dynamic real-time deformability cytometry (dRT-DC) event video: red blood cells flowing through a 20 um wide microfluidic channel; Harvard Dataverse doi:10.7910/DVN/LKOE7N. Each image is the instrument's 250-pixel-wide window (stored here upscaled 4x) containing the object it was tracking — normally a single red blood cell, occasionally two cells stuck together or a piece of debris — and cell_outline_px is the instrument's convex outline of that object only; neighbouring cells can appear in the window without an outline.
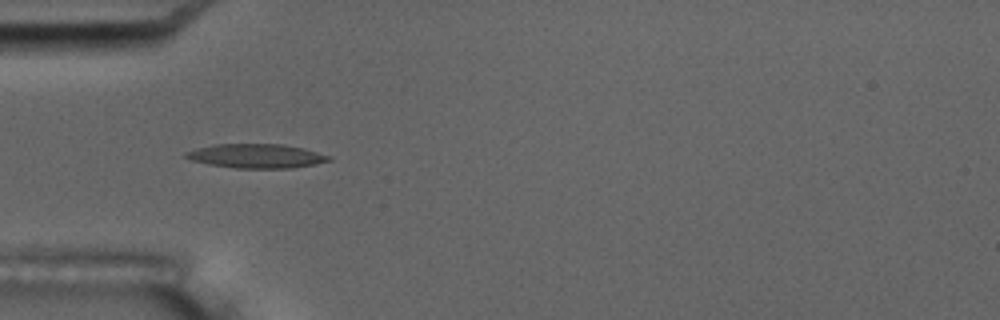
{"species": "common noctule bat (a hibernating species)", "species_latin": "Nyctalus noctula", "temperature_condition": "room temperature", "stored_images_in_passage": 5, "camera_frame_rate_fps": 3000, "um_per_image_px": 0.085, "animal": {"sex": "male", "body_mass_g": 17.5, "forearm_length_mm": 52.3}, "frame": {"image": 1, "passage_image": 3, "time_ms": 3.0, "image_size_px": [1000, 320], "cell_outline_px": [[332, 160], [312, 164], [288, 168], [236, 168], [208, 164], [192, 160], [184, 156], [184, 152], [196, 148], [212, 144], [280, 144], [304, 148], [332, 156]], "centroid_in_image_um": [21.76, 13.25], "position_along_channel_um": 63.2, "area_um2": 20.06}}